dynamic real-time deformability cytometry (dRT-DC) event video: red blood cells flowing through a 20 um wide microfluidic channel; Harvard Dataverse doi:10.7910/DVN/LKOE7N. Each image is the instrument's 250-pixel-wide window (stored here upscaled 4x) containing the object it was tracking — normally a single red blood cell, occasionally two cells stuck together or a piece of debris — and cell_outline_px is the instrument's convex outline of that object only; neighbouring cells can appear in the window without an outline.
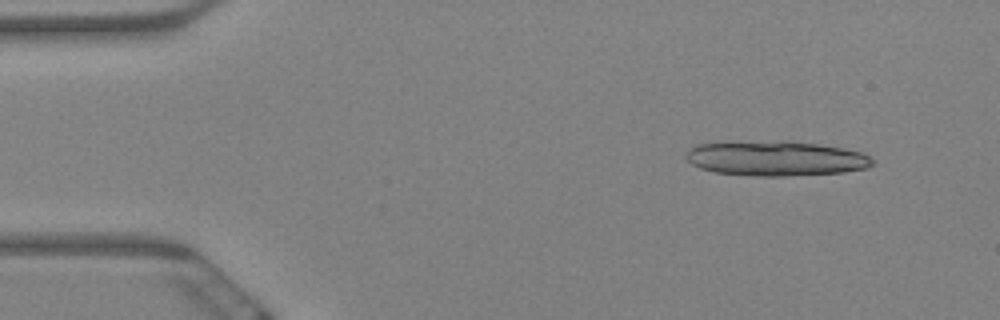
{"species": "Egyptian fruit bat (a non-hibernating species)", "species_latin": "Rousettus aegyptiacus", "temperature_condition": "warm", "stored_images_in_passage": 10, "camera_frame_rate_fps": 3000, "um_per_image_px": 0.085, "animal": {"sex": "female"}, "frame": {"image": 1, "passage_image": 1, "time_ms": 0.0, "image_size_px": [1000, 320], "cell_outline_px": [[876, 164], [868, 168], [844, 172], [784, 176], [756, 176], [716, 172], [700, 168], [692, 164], [684, 156], [696, 144], [732, 140], [788, 140], [816, 144], [840, 148], [860, 152], [876, 160]], "centroid_in_image_um": [65.93, 13.44], "position_along_channel_um": 19.1, "area_um2": 38.55}}
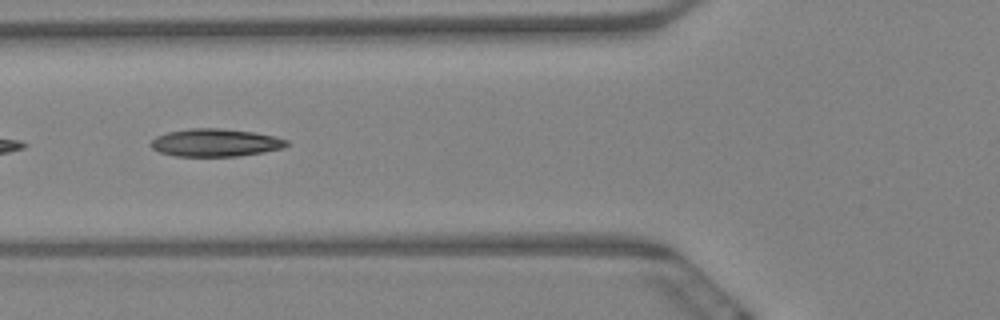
{"frame": {"image": 2, "passage_image": 6, "time_ms": 1.667, "image_size_px": [1000, 320], "cell_outline_px": [[288, 144], [284, 148], [264, 152], [236, 156], [176, 156], [160, 152], [152, 148], [148, 144], [156, 136], [168, 132], [188, 128], [220, 128], [252, 132], [276, 136], [288, 140]], "centroid_in_image_um": [18.3, 12.12], "position_along_channel_um": 107.5, "area_um2": 22.02}}
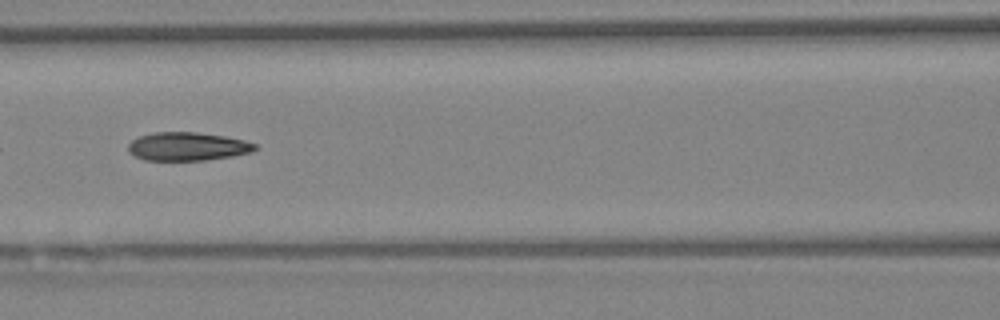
{"frame": {"image": 3, "passage_image": 7, "time_ms": 2.0, "image_size_px": [1000, 320], "cell_outline_px": [[256, 148], [252, 152], [232, 156], [204, 160], [144, 160], [132, 156], [128, 152], [128, 144], [132, 140], [140, 136], [156, 132], [196, 132], [224, 136], [244, 140], [256, 144]], "centroid_in_image_um": [15.9, 12.45], "position_along_channel_um": 150.7, "area_um2": 20.98}}